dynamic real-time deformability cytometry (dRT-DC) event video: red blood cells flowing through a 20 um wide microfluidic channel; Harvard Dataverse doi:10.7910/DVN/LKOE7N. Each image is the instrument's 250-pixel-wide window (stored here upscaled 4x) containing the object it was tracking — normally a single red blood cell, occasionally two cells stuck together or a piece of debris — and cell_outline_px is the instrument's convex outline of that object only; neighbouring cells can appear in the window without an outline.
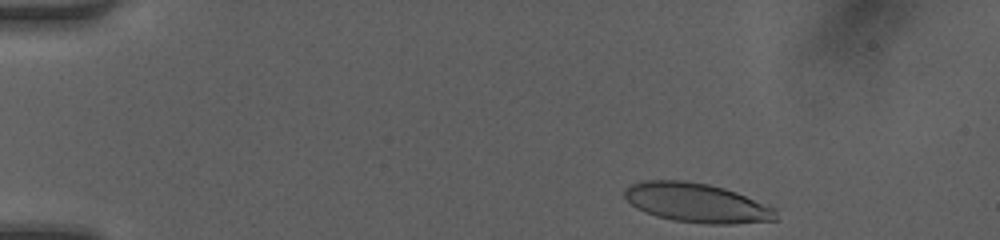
{"species": "human", "species_latin": "Homo sapiens", "temperature_condition": "room temperature", "stored_images_in_passage": 42, "camera_frame_rate_fps": 3000, "um_per_image_px": 0.085, "donor": {"sex": "female"}, "frame": {"image": 1, "passage_image": 1, "time_ms": 0.0, "image_size_px": [1000, 240], "cell_outline_px": [[776, 220], [732, 224], [708, 224], [672, 220], [656, 216], [644, 212], [636, 208], [624, 196], [624, 188], [632, 184], [644, 180], [684, 180], [708, 184], [724, 188], [736, 192], [776, 208]], "centroid_in_image_um": [59.21, 17.24], "position_along_channel_um": 25.8, "area_um2": 34.68}}
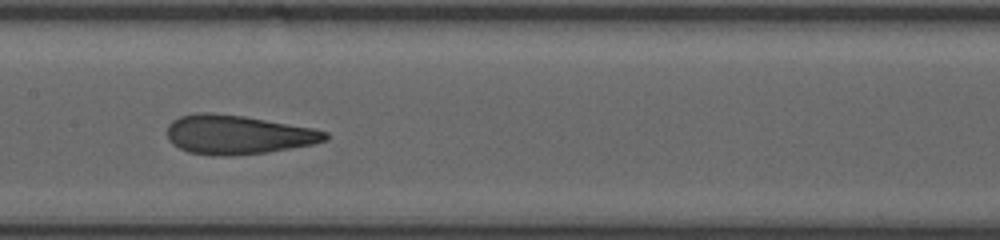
{"frame": {"image": 2, "passage_image": 19, "time_ms": 6.0, "image_size_px": [1000, 240], "cell_outline_px": [[328, 140], [312, 144], [264, 152], [232, 156], [220, 156], [188, 152], [172, 144], [168, 140], [168, 124], [172, 120], [180, 116], [196, 112], [212, 112], [244, 116], [312, 128], [328, 132]], "centroid_in_image_um": [20.17, 11.43], "position_along_channel_um": 187.2, "area_um2": 35.89}}
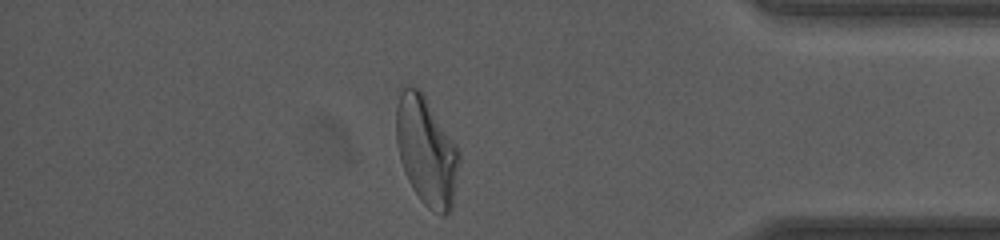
{"frame": {"image": 3, "passage_image": 36, "time_ms": 11.667, "image_size_px": [1000, 240], "cell_outline_px": [[460, 160], [452, 208], [444, 216], [440, 216], [428, 208], [420, 200], [412, 188], [404, 172], [400, 160], [396, 140], [396, 108], [400, 92], [408, 84], [420, 88], [456, 144], [460, 152]], "centroid_in_image_um": [36.24, 12.84], "position_along_channel_um": 399.0, "area_um2": 40.17}, "authors_computed_cell_mechanics": {"area_um2": 36.0383, "velocity_mm_per_s": 4.2181, "shape_relaxation_time_tau1_ms": 9.124, "shape_relaxation_time_tau2_ms": 1.1322, "deformation_change_tau1": 0.2982, "deformation_change_tau2": 0.0915}}